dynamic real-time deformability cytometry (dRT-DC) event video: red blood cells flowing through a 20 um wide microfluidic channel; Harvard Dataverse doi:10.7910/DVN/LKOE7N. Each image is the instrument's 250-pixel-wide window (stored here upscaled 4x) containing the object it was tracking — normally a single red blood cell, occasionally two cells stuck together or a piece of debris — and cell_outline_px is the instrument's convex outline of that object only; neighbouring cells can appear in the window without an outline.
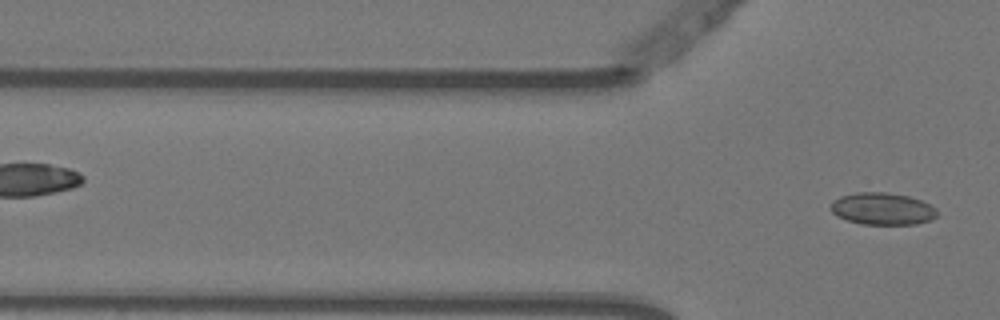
{"species": "Egyptian fruit bat (a non-hibernating species)", "species_latin": "Rousettus aegyptiacus", "temperature_condition": "warm", "stored_images_in_passage": 4, "segment_of_instrument_passage": [2, 2], "camera_frame_rate_fps": 3000, "um_per_image_px": 0.085, "animal": {"sex": "female"}, "frame": {"image": 1, "passage_image": 4, "time_ms": 1.0, "image_size_px": [1000, 320], "cell_outline_px": [[936, 216], [932, 220], [916, 224], [860, 224], [836, 216], [828, 208], [832, 200], [840, 196], [856, 192], [884, 192], [908, 196], [920, 200], [936, 208]], "centroid_in_image_um": [74.95, 17.74], "position_along_channel_um": 50.8, "area_um2": 20.0}}